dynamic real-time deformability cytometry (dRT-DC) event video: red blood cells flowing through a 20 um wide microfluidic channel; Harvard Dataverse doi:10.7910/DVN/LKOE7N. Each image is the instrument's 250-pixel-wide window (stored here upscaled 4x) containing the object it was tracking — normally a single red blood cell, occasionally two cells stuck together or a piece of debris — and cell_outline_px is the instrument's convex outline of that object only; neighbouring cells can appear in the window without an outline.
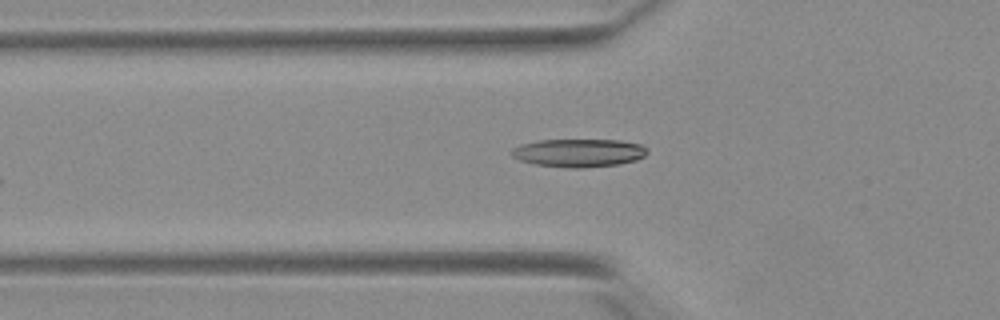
{"species": "Egyptian fruit bat (a non-hibernating species)", "species_latin": "Rousettus aegyptiacus", "temperature_condition": "warm", "stored_images_in_passage": 23, "camera_frame_rate_fps": 3000, "um_per_image_px": 0.085, "animal": {"sex": "female"}, "frame": {"image": 1, "passage_image": 19, "time_ms": 6.0, "image_size_px": [1000, 320], "cell_outline_px": [[648, 152], [644, 156], [636, 160], [620, 164], [580, 168], [568, 168], [532, 164], [520, 160], [512, 156], [512, 148], [520, 144], [536, 140], [620, 140], [640, 144], [648, 148]], "centroid_in_image_um": [49.19, 12.99], "position_along_channel_um": 76.6, "area_um2": 22.43}}
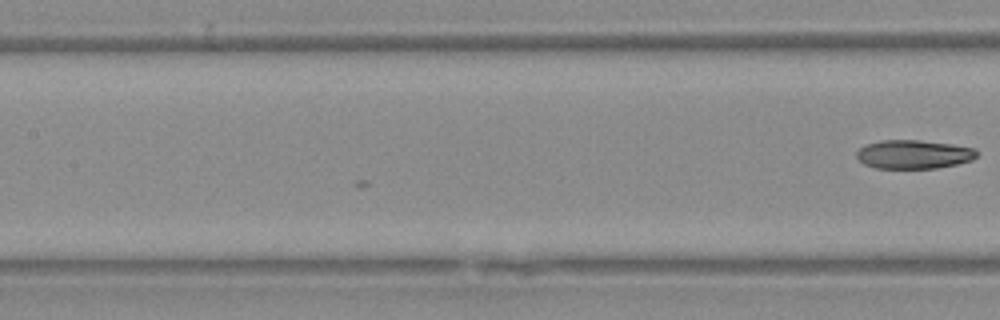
{"frame": {"image": 2, "passage_image": 23, "time_ms": 7.333, "image_size_px": [1000, 320], "cell_outline_px": [[976, 156], [972, 160], [956, 164], [936, 168], [876, 168], [864, 164], [856, 156], [856, 152], [860, 148], [868, 144], [880, 140], [920, 140], [952, 144], [976, 148]], "centroid_in_image_um": [77.66, 13.11], "position_along_channel_um": 129.7, "area_um2": 20.06}}